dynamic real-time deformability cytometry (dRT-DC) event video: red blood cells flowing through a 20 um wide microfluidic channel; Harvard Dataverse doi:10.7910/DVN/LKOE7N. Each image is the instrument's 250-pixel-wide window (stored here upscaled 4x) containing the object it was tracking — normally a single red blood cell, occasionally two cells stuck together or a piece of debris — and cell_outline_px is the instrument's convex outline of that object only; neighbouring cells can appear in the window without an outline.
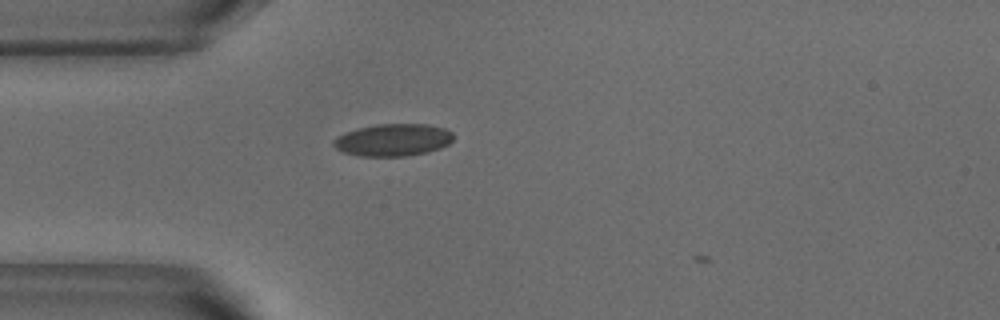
{"species": "common noctule bat (a hibernating species)", "species_latin": "Nyctalus noctula", "temperature_condition": "warm", "stored_images_in_passage": 5, "camera_frame_rate_fps": 3000, "um_per_image_px": 0.085, "animal": {"sex": "male", "body_mass_g": 18.8}, "frame": {"image": 1, "passage_image": 3, "time_ms": 0.667, "image_size_px": [1000, 320], "cell_outline_px": [[452, 140], [448, 144], [440, 148], [428, 152], [404, 156], [360, 156], [340, 152], [332, 144], [332, 140], [336, 136], [344, 132], [356, 128], [376, 124], [428, 124], [444, 128], [452, 132]], "centroid_in_image_um": [33.35, 11.89], "position_along_channel_um": 51.7, "area_um2": 22.77}}